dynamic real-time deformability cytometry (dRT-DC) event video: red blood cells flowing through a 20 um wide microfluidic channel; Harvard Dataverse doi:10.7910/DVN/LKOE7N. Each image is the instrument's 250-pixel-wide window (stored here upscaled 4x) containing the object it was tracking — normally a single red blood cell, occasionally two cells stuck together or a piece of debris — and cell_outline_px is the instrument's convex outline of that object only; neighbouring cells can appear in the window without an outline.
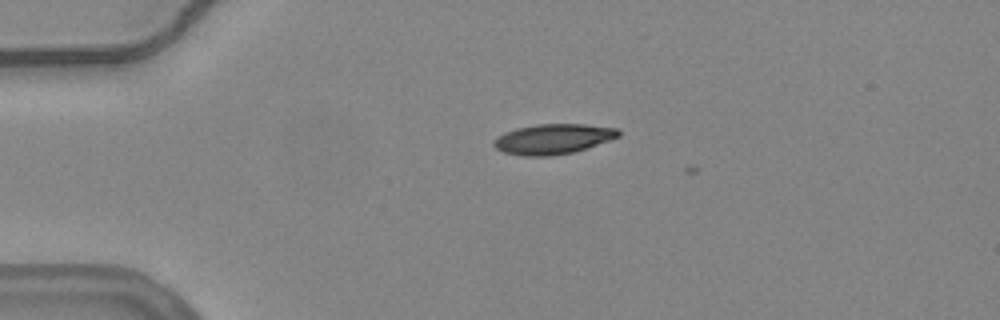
{"species": "common noctule bat (a hibernating species)", "species_latin": "Nyctalus noctula", "temperature_condition": "warm", "stored_images_in_passage": 3, "camera_frame_rate_fps": 3000, "um_per_image_px": 0.085, "animal": {"sex": "female", "body_mass_g": 24.6, "forearm_length_mm": 56.2}, "frame": {"image": 1, "passage_image": 1, "time_ms": 0.0, "image_size_px": [1000, 320], "cell_outline_px": [[620, 136], [572, 152], [548, 156], [524, 156], [504, 152], [496, 148], [492, 144], [504, 132], [516, 128], [536, 124], [584, 124], [616, 128], [620, 132]], "centroid_in_image_um": [46.99, 11.8], "position_along_channel_um": 38.0, "area_um2": 21.5}}